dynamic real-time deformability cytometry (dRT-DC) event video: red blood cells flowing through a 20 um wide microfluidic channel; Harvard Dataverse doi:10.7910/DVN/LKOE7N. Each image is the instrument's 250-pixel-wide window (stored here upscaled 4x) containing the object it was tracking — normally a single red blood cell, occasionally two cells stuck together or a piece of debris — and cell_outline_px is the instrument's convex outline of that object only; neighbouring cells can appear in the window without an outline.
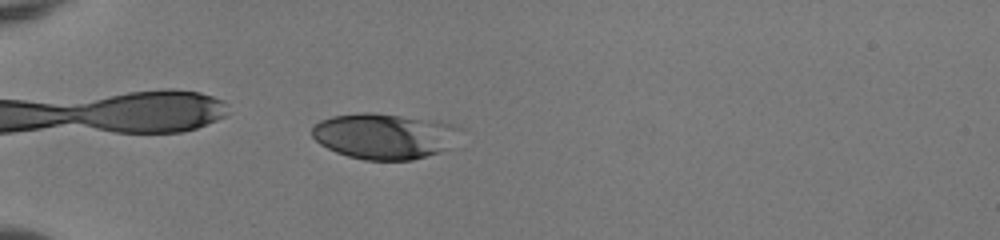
{"species": "human", "species_latin": "Homo sapiens", "temperature_condition": "room temperature", "stored_images_in_passage": 53, "camera_frame_rate_fps": 3000, "um_per_image_px": 0.085, "donor": {"sex": "female"}, "frame": {"image": 1, "passage_image": 17, "time_ms": 5.333, "image_size_px": [1000, 240], "cell_outline_px": [[452, 148], [440, 152], [412, 160], [364, 160], [348, 156], [336, 152], [320, 144], [312, 136], [312, 128], [320, 120], [332, 116], [360, 112], [376, 112], [400, 116], [420, 120]], "centroid_in_image_um": [32.13, 11.62], "position_along_channel_um": 52.9, "area_um2": 35.66}}
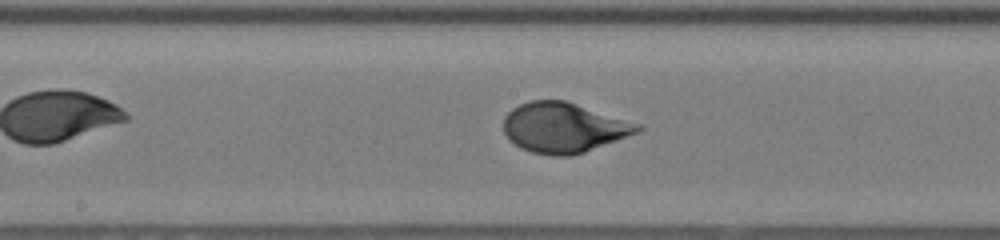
{"frame": {"image": 2, "passage_image": 30, "time_ms": 9.667, "image_size_px": [1000, 240], "cell_outline_px": [[644, 128], [640, 132], [584, 152], [572, 156], [552, 156], [532, 152], [520, 148], [508, 140], [504, 132], [504, 116], [512, 108], [520, 104], [532, 100], [564, 100], [640, 124]], "centroid_in_image_um": [47.9, 10.86], "position_along_channel_um": 200.3, "area_um2": 39.07}}
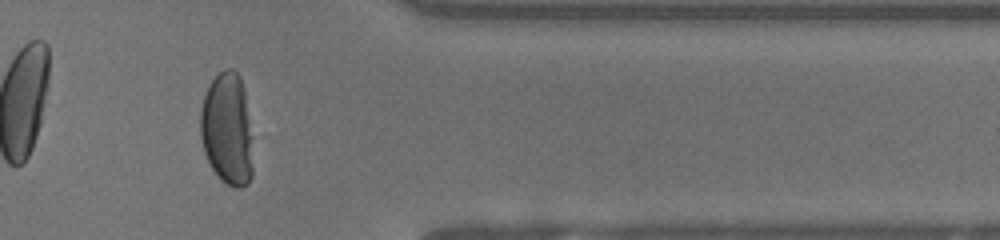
{"frame": {"image": 3, "passage_image": 45, "time_ms": 14.667, "image_size_px": [1000, 240], "cell_outline_px": [[252, 176], [248, 184], [240, 188], [236, 188], [220, 180], [212, 168], [204, 152], [200, 136], [200, 112], [204, 96], [208, 84], [224, 68], [232, 68], [240, 76], [244, 88], [252, 136]], "centroid_in_image_um": [19.32, 10.98], "position_along_channel_um": 392.1, "area_um2": 34.8}}